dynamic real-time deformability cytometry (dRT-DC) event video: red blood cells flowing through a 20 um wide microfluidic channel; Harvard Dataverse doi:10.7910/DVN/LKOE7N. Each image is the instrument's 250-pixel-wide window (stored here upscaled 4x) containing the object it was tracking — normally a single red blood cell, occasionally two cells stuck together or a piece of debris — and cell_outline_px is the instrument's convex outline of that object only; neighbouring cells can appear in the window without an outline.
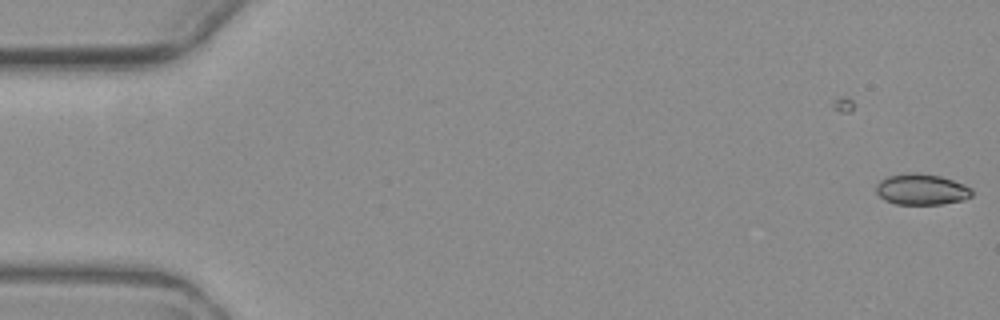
{"species": "common noctule bat (a hibernating species)", "species_latin": "Nyctalus noctula", "temperature_condition": "warm", "stored_images_in_passage": 2, "camera_frame_rate_fps": 3000, "um_per_image_px": 0.085, "animal": {"sex": "female", "body_mass_g": 19.3, "forearm_length_mm": 54.1}, "frame": {"image": 1, "passage_image": 2, "time_ms": 1.0, "image_size_px": [1000, 320], "cell_outline_px": [[972, 196], [964, 200], [940, 204], [896, 204], [884, 200], [876, 192], [876, 184], [880, 180], [888, 176], [908, 172], [916, 172], [940, 176], [964, 184], [972, 188]], "centroid_in_image_um": [78.33, 16.09], "position_along_channel_um": 6.7, "area_um2": 17.4}}